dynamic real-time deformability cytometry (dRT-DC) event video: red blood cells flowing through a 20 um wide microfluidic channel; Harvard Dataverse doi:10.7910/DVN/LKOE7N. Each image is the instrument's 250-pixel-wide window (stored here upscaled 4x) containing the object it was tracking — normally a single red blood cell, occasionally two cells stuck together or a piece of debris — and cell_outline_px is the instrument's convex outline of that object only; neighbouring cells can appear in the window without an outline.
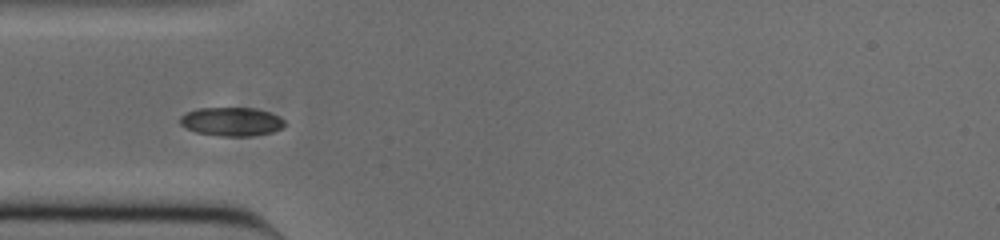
{"species": "common noctule bat (a hibernating species)", "species_latin": "Nyctalus noctula", "temperature_condition": "cold", "stored_images_in_passage": 38, "camera_frame_rate_fps": 3000, "um_per_image_px": 0.085, "animal": {"sex": "male", "body_mass_g": 20.0, "forearm_length_mm": 53.3}, "frame": {"image": 1, "passage_image": 1, "time_ms": 0.0, "image_size_px": [1000, 240], "cell_outline_px": [[288, 124], [284, 128], [272, 132], [248, 136], [220, 136], [196, 132], [180, 124], [180, 116], [188, 112], [200, 108], [252, 108], [268, 112], [280, 116]], "centroid_in_image_um": [19.73, 10.34], "position_along_channel_um": 65.3, "area_um2": 17.46}}
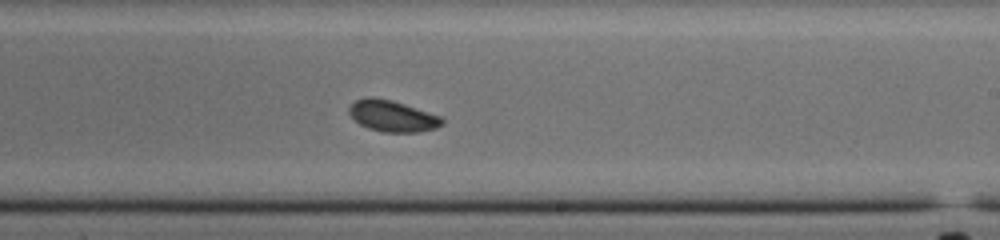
{"frame": {"image": 2, "passage_image": 16, "time_ms": 5.0, "image_size_px": [1000, 240], "cell_outline_px": [[444, 124], [436, 128], [420, 132], [384, 132], [368, 128], [360, 124], [348, 112], [348, 108], [356, 100], [368, 96], [372, 96], [392, 100], [440, 116], [444, 120]], "centroid_in_image_um": [33.36, 9.86], "position_along_channel_um": 255.6, "area_um2": 16.88}}
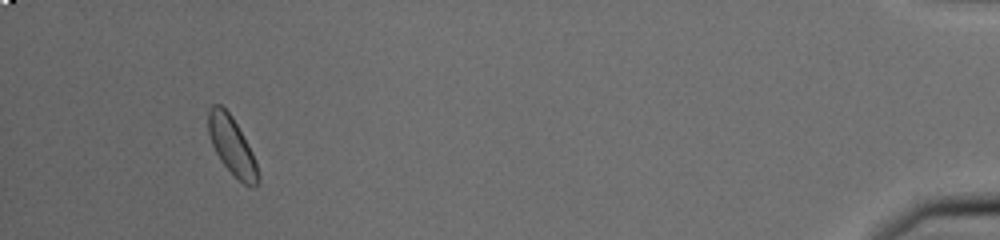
{"frame": {"image": 3, "passage_image": 35, "time_ms": 11.333, "image_size_px": [1000, 240], "cell_outline_px": [[260, 184], [256, 188], [252, 188], [244, 184], [220, 160], [212, 144], [208, 132], [208, 112], [212, 104], [220, 104], [232, 116], [252, 152], [260, 176]], "centroid_in_image_um": [19.73, 12.42], "position_along_channel_um": 415.5, "area_um2": 16.65}, "authors_computed_cell_mechanics": {"area_um2": 16.7042, "velocity_mm_per_s": 3.8026, "shape_relaxation_time_tau1_ms": 3.0103, "shape_relaxation_time_tau2_ms": null, "deformation_change_tau1": 0.094, "deformation_change_tau2": null}}